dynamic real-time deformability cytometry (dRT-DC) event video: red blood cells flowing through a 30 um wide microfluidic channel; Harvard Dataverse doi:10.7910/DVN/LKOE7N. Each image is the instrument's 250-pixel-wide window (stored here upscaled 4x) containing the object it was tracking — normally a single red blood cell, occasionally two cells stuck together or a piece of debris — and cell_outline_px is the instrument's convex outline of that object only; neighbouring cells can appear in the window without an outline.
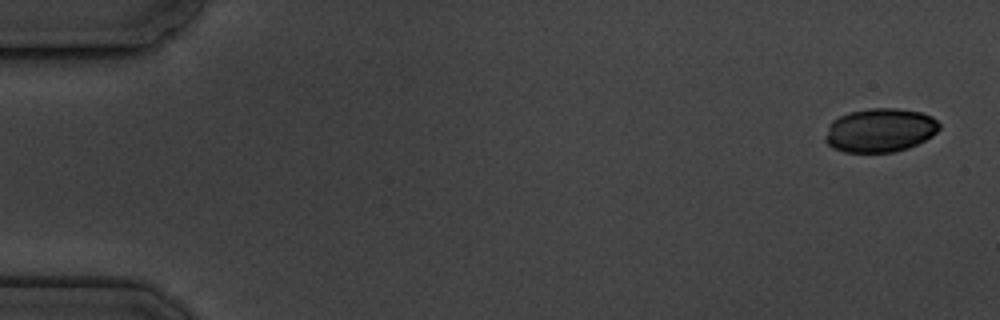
{"species": "common noctule bat (a hibernating species)", "species_latin": "Nyctalus noctula", "temperature_condition": "cold", "stored_images_in_passage": 6, "camera_frame_rate_fps": 3000, "um_per_image_px": 0.085, "animal": {"sex": "male", "body_mass_g": 19.5, "forearm_length_mm": 54.6}, "frame": {"image": 1, "passage_image": 1, "time_ms": 0.0, "image_size_px": [1000, 320], "cell_outline_px": [[940, 128], [932, 136], [908, 148], [896, 152], [844, 152], [832, 148], [824, 140], [824, 136], [828, 124], [832, 120], [840, 116], [852, 112], [868, 108], [896, 108], [920, 112], [932, 116], [940, 124]], "centroid_in_image_um": [74.78, 11.07], "position_along_channel_um": 10.2, "area_um2": 29.25}}
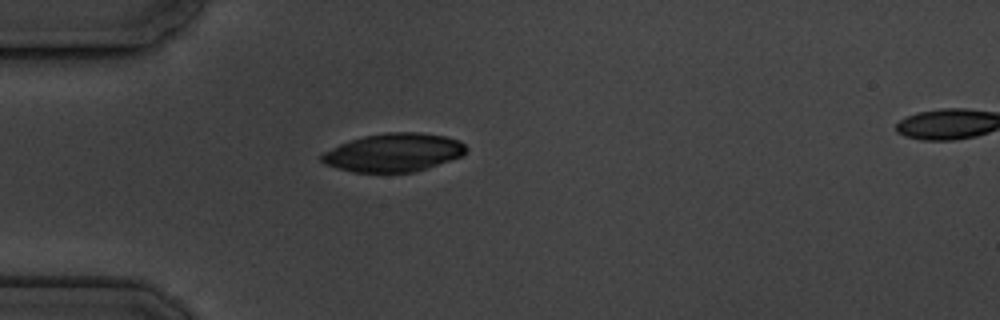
{"frame": {"image": 2, "passage_image": 5, "time_ms": 4.667, "image_size_px": [1000, 320], "cell_outline_px": [[468, 148], [460, 156], [412, 172], [352, 172], [336, 168], [324, 164], [320, 160], [320, 156], [324, 152], [340, 144], [364, 136], [388, 132], [416, 132], [444, 136], [460, 140]], "centroid_in_image_um": [33.41, 12.96], "position_along_channel_um": 51.6, "area_um2": 31.79}}